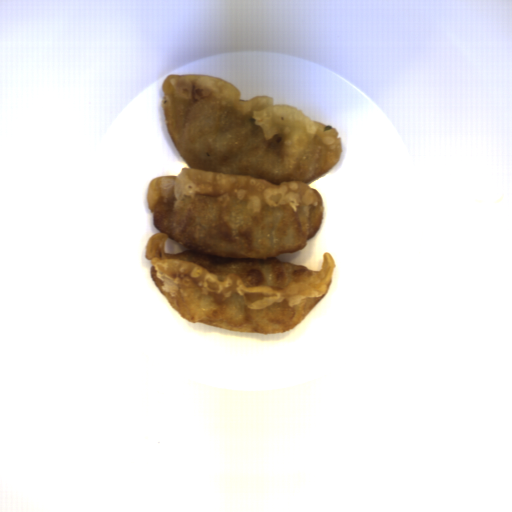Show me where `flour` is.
<instances>
[{
  "label": "flour",
  "mask_w": 512,
  "mask_h": 512,
  "mask_svg": "<svg viewBox=\"0 0 512 512\" xmlns=\"http://www.w3.org/2000/svg\"><path fill=\"white\" fill-rule=\"evenodd\" d=\"M164 123L188 164L155 176L146 190L154 228L145 245L150 278L194 325L271 335L298 326L328 295L336 270L278 259L308 245L325 205L310 185L343 152L337 129L273 97L241 99L208 74H169L161 83ZM170 239L189 249L165 252Z\"/></svg>",
  "instance_id": "flour-1"
}]
</instances>
